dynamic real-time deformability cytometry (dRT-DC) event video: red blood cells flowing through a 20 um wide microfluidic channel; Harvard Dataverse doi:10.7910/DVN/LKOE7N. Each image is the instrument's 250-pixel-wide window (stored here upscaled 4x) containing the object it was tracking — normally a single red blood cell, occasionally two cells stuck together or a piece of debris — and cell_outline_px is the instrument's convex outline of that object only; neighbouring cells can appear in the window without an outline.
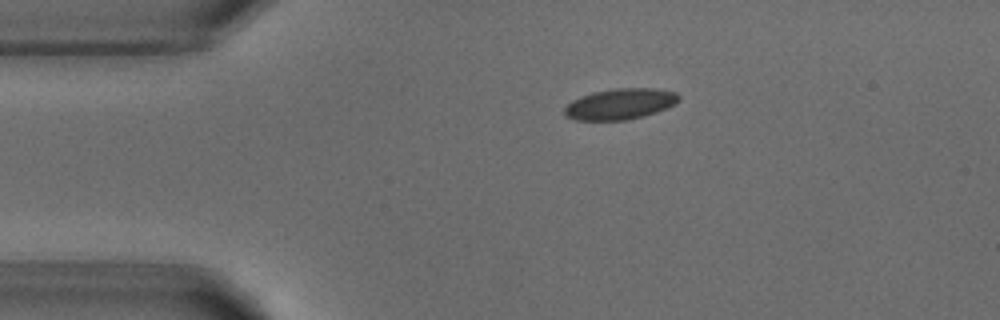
{"species": "common noctule bat (a hibernating species)", "species_latin": "Nyctalus noctula", "temperature_condition": "warm", "stored_images_in_passage": 2, "camera_frame_rate_fps": 3000, "um_per_image_px": 0.085, "animal": {"sex": "male", "body_mass_g": 18.8}, "frame": {"image": 1, "passage_image": 1, "time_ms": 0.0, "image_size_px": [1000, 320], "cell_outline_px": [[680, 100], [656, 112], [628, 120], [576, 120], [564, 116], [564, 108], [572, 100], [580, 96], [592, 92], [616, 88], [656, 88], [676, 92], [680, 96]], "centroid_in_image_um": [52.68, 8.83], "position_along_channel_um": 32.3, "area_um2": 20.58}}